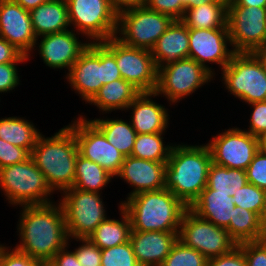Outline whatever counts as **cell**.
I'll return each mask as SVG.
<instances>
[{"label":"cell","mask_w":266,"mask_h":266,"mask_svg":"<svg viewBox=\"0 0 266 266\" xmlns=\"http://www.w3.org/2000/svg\"><path fill=\"white\" fill-rule=\"evenodd\" d=\"M70 86L89 102L101 86L122 76L114 54L102 42H90L66 77Z\"/></svg>","instance_id":"5b68a950"},{"label":"cell","mask_w":266,"mask_h":266,"mask_svg":"<svg viewBox=\"0 0 266 266\" xmlns=\"http://www.w3.org/2000/svg\"><path fill=\"white\" fill-rule=\"evenodd\" d=\"M18 231L20 244L15 248L41 263L50 262L68 247V232L61 203L23 205Z\"/></svg>","instance_id":"6da1fadb"},{"label":"cell","mask_w":266,"mask_h":266,"mask_svg":"<svg viewBox=\"0 0 266 266\" xmlns=\"http://www.w3.org/2000/svg\"><path fill=\"white\" fill-rule=\"evenodd\" d=\"M30 157L31 153L27 149L0 139V168L24 162Z\"/></svg>","instance_id":"ab89813d"},{"label":"cell","mask_w":266,"mask_h":266,"mask_svg":"<svg viewBox=\"0 0 266 266\" xmlns=\"http://www.w3.org/2000/svg\"><path fill=\"white\" fill-rule=\"evenodd\" d=\"M113 178L102 166L78 154L76 158L75 181L78 190L99 193Z\"/></svg>","instance_id":"1f68e13d"},{"label":"cell","mask_w":266,"mask_h":266,"mask_svg":"<svg viewBox=\"0 0 266 266\" xmlns=\"http://www.w3.org/2000/svg\"><path fill=\"white\" fill-rule=\"evenodd\" d=\"M163 132L137 134L131 156L155 162H167L172 146L163 143Z\"/></svg>","instance_id":"836d02e7"},{"label":"cell","mask_w":266,"mask_h":266,"mask_svg":"<svg viewBox=\"0 0 266 266\" xmlns=\"http://www.w3.org/2000/svg\"><path fill=\"white\" fill-rule=\"evenodd\" d=\"M42 266H53L50 262L42 263Z\"/></svg>","instance_id":"6f0895ef"},{"label":"cell","mask_w":266,"mask_h":266,"mask_svg":"<svg viewBox=\"0 0 266 266\" xmlns=\"http://www.w3.org/2000/svg\"><path fill=\"white\" fill-rule=\"evenodd\" d=\"M122 220L106 219L88 236L101 250L123 244L130 240L131 222L126 211L120 206Z\"/></svg>","instance_id":"83f0119b"},{"label":"cell","mask_w":266,"mask_h":266,"mask_svg":"<svg viewBox=\"0 0 266 266\" xmlns=\"http://www.w3.org/2000/svg\"><path fill=\"white\" fill-rule=\"evenodd\" d=\"M179 232L131 231L130 243L139 266H161Z\"/></svg>","instance_id":"44dd1931"},{"label":"cell","mask_w":266,"mask_h":266,"mask_svg":"<svg viewBox=\"0 0 266 266\" xmlns=\"http://www.w3.org/2000/svg\"><path fill=\"white\" fill-rule=\"evenodd\" d=\"M249 105H252L253 111L247 132L259 138L263 133H266V101L253 102Z\"/></svg>","instance_id":"ee69618b"},{"label":"cell","mask_w":266,"mask_h":266,"mask_svg":"<svg viewBox=\"0 0 266 266\" xmlns=\"http://www.w3.org/2000/svg\"><path fill=\"white\" fill-rule=\"evenodd\" d=\"M140 93L131 83L121 78L101 86L88 103H93L106 113L117 109L127 110V107Z\"/></svg>","instance_id":"484cf974"},{"label":"cell","mask_w":266,"mask_h":266,"mask_svg":"<svg viewBox=\"0 0 266 266\" xmlns=\"http://www.w3.org/2000/svg\"><path fill=\"white\" fill-rule=\"evenodd\" d=\"M75 240L84 243L74 251L81 266H101V249L88 238H78V240L75 238Z\"/></svg>","instance_id":"f35d334b"},{"label":"cell","mask_w":266,"mask_h":266,"mask_svg":"<svg viewBox=\"0 0 266 266\" xmlns=\"http://www.w3.org/2000/svg\"><path fill=\"white\" fill-rule=\"evenodd\" d=\"M144 5L153 11L167 14L174 20H181L185 13L182 0H145Z\"/></svg>","instance_id":"60d3db41"},{"label":"cell","mask_w":266,"mask_h":266,"mask_svg":"<svg viewBox=\"0 0 266 266\" xmlns=\"http://www.w3.org/2000/svg\"><path fill=\"white\" fill-rule=\"evenodd\" d=\"M238 6L241 7H266V0H233Z\"/></svg>","instance_id":"816d5d0a"},{"label":"cell","mask_w":266,"mask_h":266,"mask_svg":"<svg viewBox=\"0 0 266 266\" xmlns=\"http://www.w3.org/2000/svg\"><path fill=\"white\" fill-rule=\"evenodd\" d=\"M89 44L79 42L76 34L68 29L43 35L38 49L46 66L53 69L67 68L69 71Z\"/></svg>","instance_id":"d6986e66"},{"label":"cell","mask_w":266,"mask_h":266,"mask_svg":"<svg viewBox=\"0 0 266 266\" xmlns=\"http://www.w3.org/2000/svg\"><path fill=\"white\" fill-rule=\"evenodd\" d=\"M235 204L228 193H215L206 187L189 207L200 218L226 228L230 223Z\"/></svg>","instance_id":"cb8c5ba5"},{"label":"cell","mask_w":266,"mask_h":266,"mask_svg":"<svg viewBox=\"0 0 266 266\" xmlns=\"http://www.w3.org/2000/svg\"><path fill=\"white\" fill-rule=\"evenodd\" d=\"M112 9L117 13L140 7L145 4V0H109Z\"/></svg>","instance_id":"681fc988"},{"label":"cell","mask_w":266,"mask_h":266,"mask_svg":"<svg viewBox=\"0 0 266 266\" xmlns=\"http://www.w3.org/2000/svg\"><path fill=\"white\" fill-rule=\"evenodd\" d=\"M18 63L0 64V93L13 90L19 84L16 65Z\"/></svg>","instance_id":"bcb514c9"},{"label":"cell","mask_w":266,"mask_h":266,"mask_svg":"<svg viewBox=\"0 0 266 266\" xmlns=\"http://www.w3.org/2000/svg\"><path fill=\"white\" fill-rule=\"evenodd\" d=\"M228 43H230L228 28H189L188 58L195 60L214 76L212 69L205 62H215L221 65V69H223L235 53L227 48Z\"/></svg>","instance_id":"e0dca14e"},{"label":"cell","mask_w":266,"mask_h":266,"mask_svg":"<svg viewBox=\"0 0 266 266\" xmlns=\"http://www.w3.org/2000/svg\"><path fill=\"white\" fill-rule=\"evenodd\" d=\"M259 149L266 153V133H263L259 138Z\"/></svg>","instance_id":"11a10c76"},{"label":"cell","mask_w":266,"mask_h":266,"mask_svg":"<svg viewBox=\"0 0 266 266\" xmlns=\"http://www.w3.org/2000/svg\"><path fill=\"white\" fill-rule=\"evenodd\" d=\"M226 229L237 245L243 242L260 241L263 235V220L256 213L235 206Z\"/></svg>","instance_id":"f1b7e54d"},{"label":"cell","mask_w":266,"mask_h":266,"mask_svg":"<svg viewBox=\"0 0 266 266\" xmlns=\"http://www.w3.org/2000/svg\"><path fill=\"white\" fill-rule=\"evenodd\" d=\"M222 80L235 97L246 103L266 101V68L253 52H235L222 69Z\"/></svg>","instance_id":"52a82bcc"},{"label":"cell","mask_w":266,"mask_h":266,"mask_svg":"<svg viewBox=\"0 0 266 266\" xmlns=\"http://www.w3.org/2000/svg\"><path fill=\"white\" fill-rule=\"evenodd\" d=\"M26 59L28 60V56L0 36V64L20 63L26 61Z\"/></svg>","instance_id":"7dc6e473"},{"label":"cell","mask_w":266,"mask_h":266,"mask_svg":"<svg viewBox=\"0 0 266 266\" xmlns=\"http://www.w3.org/2000/svg\"><path fill=\"white\" fill-rule=\"evenodd\" d=\"M53 266H81L75 252L67 251L66 247L61 249L50 261Z\"/></svg>","instance_id":"c3c4849f"},{"label":"cell","mask_w":266,"mask_h":266,"mask_svg":"<svg viewBox=\"0 0 266 266\" xmlns=\"http://www.w3.org/2000/svg\"><path fill=\"white\" fill-rule=\"evenodd\" d=\"M185 5V10L191 7H199L204 3L210 2H228V0H182Z\"/></svg>","instance_id":"f5cc1de1"},{"label":"cell","mask_w":266,"mask_h":266,"mask_svg":"<svg viewBox=\"0 0 266 266\" xmlns=\"http://www.w3.org/2000/svg\"><path fill=\"white\" fill-rule=\"evenodd\" d=\"M248 183L246 170L227 168L211 163L208 171L207 184L215 193H235Z\"/></svg>","instance_id":"d6a6232c"},{"label":"cell","mask_w":266,"mask_h":266,"mask_svg":"<svg viewBox=\"0 0 266 266\" xmlns=\"http://www.w3.org/2000/svg\"><path fill=\"white\" fill-rule=\"evenodd\" d=\"M212 163L206 145H172L165 168V188L188 208L206 188Z\"/></svg>","instance_id":"7a4b0ae2"},{"label":"cell","mask_w":266,"mask_h":266,"mask_svg":"<svg viewBox=\"0 0 266 266\" xmlns=\"http://www.w3.org/2000/svg\"><path fill=\"white\" fill-rule=\"evenodd\" d=\"M166 163L140 159L131 155L125 157L117 176L135 187L128 197L144 191L164 189Z\"/></svg>","instance_id":"ffe728a7"},{"label":"cell","mask_w":266,"mask_h":266,"mask_svg":"<svg viewBox=\"0 0 266 266\" xmlns=\"http://www.w3.org/2000/svg\"><path fill=\"white\" fill-rule=\"evenodd\" d=\"M227 27L234 52H253L266 45V7H241L228 0Z\"/></svg>","instance_id":"30bf717a"},{"label":"cell","mask_w":266,"mask_h":266,"mask_svg":"<svg viewBox=\"0 0 266 266\" xmlns=\"http://www.w3.org/2000/svg\"><path fill=\"white\" fill-rule=\"evenodd\" d=\"M212 162L227 168L246 170L259 150V139L238 128L213 136L207 144Z\"/></svg>","instance_id":"2e32d148"},{"label":"cell","mask_w":266,"mask_h":266,"mask_svg":"<svg viewBox=\"0 0 266 266\" xmlns=\"http://www.w3.org/2000/svg\"><path fill=\"white\" fill-rule=\"evenodd\" d=\"M129 216L132 230L179 232L188 207L167 188L144 191L120 203Z\"/></svg>","instance_id":"3957f363"},{"label":"cell","mask_w":266,"mask_h":266,"mask_svg":"<svg viewBox=\"0 0 266 266\" xmlns=\"http://www.w3.org/2000/svg\"><path fill=\"white\" fill-rule=\"evenodd\" d=\"M151 54L157 68L188 58L189 28L181 20H174L156 41Z\"/></svg>","instance_id":"7402d4cb"},{"label":"cell","mask_w":266,"mask_h":266,"mask_svg":"<svg viewBox=\"0 0 266 266\" xmlns=\"http://www.w3.org/2000/svg\"><path fill=\"white\" fill-rule=\"evenodd\" d=\"M178 239L207 259L228 253L237 246L226 228L200 218L189 208L183 214Z\"/></svg>","instance_id":"4fadbf2b"},{"label":"cell","mask_w":266,"mask_h":266,"mask_svg":"<svg viewBox=\"0 0 266 266\" xmlns=\"http://www.w3.org/2000/svg\"><path fill=\"white\" fill-rule=\"evenodd\" d=\"M78 154V143L73 130L64 126L52 137L45 138L40 134L31 151V158L45 175L50 188L62 192L74 185Z\"/></svg>","instance_id":"277c9868"},{"label":"cell","mask_w":266,"mask_h":266,"mask_svg":"<svg viewBox=\"0 0 266 266\" xmlns=\"http://www.w3.org/2000/svg\"><path fill=\"white\" fill-rule=\"evenodd\" d=\"M106 136L108 142L125 157L130 156L135 143L136 131L130 121L122 119H94L91 120Z\"/></svg>","instance_id":"4dcf8cb0"},{"label":"cell","mask_w":266,"mask_h":266,"mask_svg":"<svg viewBox=\"0 0 266 266\" xmlns=\"http://www.w3.org/2000/svg\"><path fill=\"white\" fill-rule=\"evenodd\" d=\"M0 36L28 57L36 47L30 12L14 0H0Z\"/></svg>","instance_id":"ac0fdd59"},{"label":"cell","mask_w":266,"mask_h":266,"mask_svg":"<svg viewBox=\"0 0 266 266\" xmlns=\"http://www.w3.org/2000/svg\"><path fill=\"white\" fill-rule=\"evenodd\" d=\"M0 188L12 205L52 203L48 196L53 190L31 157L24 162L0 168Z\"/></svg>","instance_id":"8992f818"},{"label":"cell","mask_w":266,"mask_h":266,"mask_svg":"<svg viewBox=\"0 0 266 266\" xmlns=\"http://www.w3.org/2000/svg\"><path fill=\"white\" fill-rule=\"evenodd\" d=\"M213 75L191 58L180 59L158 68L154 97L164 94L171 103L185 98L207 83Z\"/></svg>","instance_id":"5bb4252c"},{"label":"cell","mask_w":266,"mask_h":266,"mask_svg":"<svg viewBox=\"0 0 266 266\" xmlns=\"http://www.w3.org/2000/svg\"><path fill=\"white\" fill-rule=\"evenodd\" d=\"M101 266H139L130 241L101 250Z\"/></svg>","instance_id":"8d00e7d4"},{"label":"cell","mask_w":266,"mask_h":266,"mask_svg":"<svg viewBox=\"0 0 266 266\" xmlns=\"http://www.w3.org/2000/svg\"><path fill=\"white\" fill-rule=\"evenodd\" d=\"M40 134V131L28 120L18 117L0 119V139L27 149L30 153Z\"/></svg>","instance_id":"f546056e"},{"label":"cell","mask_w":266,"mask_h":266,"mask_svg":"<svg viewBox=\"0 0 266 266\" xmlns=\"http://www.w3.org/2000/svg\"><path fill=\"white\" fill-rule=\"evenodd\" d=\"M207 260L199 251L186 246L178 239L161 266H206Z\"/></svg>","instance_id":"d590c367"},{"label":"cell","mask_w":266,"mask_h":266,"mask_svg":"<svg viewBox=\"0 0 266 266\" xmlns=\"http://www.w3.org/2000/svg\"><path fill=\"white\" fill-rule=\"evenodd\" d=\"M62 205L68 236L88 238L97 226L107 219L100 193L78 190L63 191Z\"/></svg>","instance_id":"9c48e42d"},{"label":"cell","mask_w":266,"mask_h":266,"mask_svg":"<svg viewBox=\"0 0 266 266\" xmlns=\"http://www.w3.org/2000/svg\"><path fill=\"white\" fill-rule=\"evenodd\" d=\"M31 23L37 39L39 36L68 30L66 0H49L30 11Z\"/></svg>","instance_id":"d4e9b609"},{"label":"cell","mask_w":266,"mask_h":266,"mask_svg":"<svg viewBox=\"0 0 266 266\" xmlns=\"http://www.w3.org/2000/svg\"><path fill=\"white\" fill-rule=\"evenodd\" d=\"M246 173L249 183L266 190V153L259 149L247 167Z\"/></svg>","instance_id":"74e56055"},{"label":"cell","mask_w":266,"mask_h":266,"mask_svg":"<svg viewBox=\"0 0 266 266\" xmlns=\"http://www.w3.org/2000/svg\"><path fill=\"white\" fill-rule=\"evenodd\" d=\"M228 2L204 3L185 10L181 21L194 29H217L227 27Z\"/></svg>","instance_id":"4316f807"},{"label":"cell","mask_w":266,"mask_h":266,"mask_svg":"<svg viewBox=\"0 0 266 266\" xmlns=\"http://www.w3.org/2000/svg\"><path fill=\"white\" fill-rule=\"evenodd\" d=\"M206 266H247L246 257L239 245L228 253L207 260Z\"/></svg>","instance_id":"f6af8a7d"},{"label":"cell","mask_w":266,"mask_h":266,"mask_svg":"<svg viewBox=\"0 0 266 266\" xmlns=\"http://www.w3.org/2000/svg\"><path fill=\"white\" fill-rule=\"evenodd\" d=\"M255 53L262 60L264 66L266 68V45H264L263 47H261L260 49H258Z\"/></svg>","instance_id":"db71d44e"},{"label":"cell","mask_w":266,"mask_h":266,"mask_svg":"<svg viewBox=\"0 0 266 266\" xmlns=\"http://www.w3.org/2000/svg\"><path fill=\"white\" fill-rule=\"evenodd\" d=\"M244 252L247 266H266V245L260 241L238 244Z\"/></svg>","instance_id":"7bdbcfd3"},{"label":"cell","mask_w":266,"mask_h":266,"mask_svg":"<svg viewBox=\"0 0 266 266\" xmlns=\"http://www.w3.org/2000/svg\"><path fill=\"white\" fill-rule=\"evenodd\" d=\"M70 25L76 32L102 42L116 36L118 14L109 0H66ZM79 30V31H78Z\"/></svg>","instance_id":"8fae6325"},{"label":"cell","mask_w":266,"mask_h":266,"mask_svg":"<svg viewBox=\"0 0 266 266\" xmlns=\"http://www.w3.org/2000/svg\"><path fill=\"white\" fill-rule=\"evenodd\" d=\"M12 250L10 248L9 251L6 246L0 245V266H42L41 262L32 259L18 249Z\"/></svg>","instance_id":"b9f144b4"},{"label":"cell","mask_w":266,"mask_h":266,"mask_svg":"<svg viewBox=\"0 0 266 266\" xmlns=\"http://www.w3.org/2000/svg\"><path fill=\"white\" fill-rule=\"evenodd\" d=\"M266 245V218L263 221V235L261 239Z\"/></svg>","instance_id":"9f6ffc18"},{"label":"cell","mask_w":266,"mask_h":266,"mask_svg":"<svg viewBox=\"0 0 266 266\" xmlns=\"http://www.w3.org/2000/svg\"><path fill=\"white\" fill-rule=\"evenodd\" d=\"M17 4L21 5L25 10L31 11L39 5L49 1V0H14Z\"/></svg>","instance_id":"f907efd6"},{"label":"cell","mask_w":266,"mask_h":266,"mask_svg":"<svg viewBox=\"0 0 266 266\" xmlns=\"http://www.w3.org/2000/svg\"><path fill=\"white\" fill-rule=\"evenodd\" d=\"M173 21L171 16L145 5L132 8L118 14L116 38L125 45L151 51Z\"/></svg>","instance_id":"ba28073f"},{"label":"cell","mask_w":266,"mask_h":266,"mask_svg":"<svg viewBox=\"0 0 266 266\" xmlns=\"http://www.w3.org/2000/svg\"><path fill=\"white\" fill-rule=\"evenodd\" d=\"M154 92H141L127 107L132 108L131 125L137 134L165 132L168 113L165 107L150 98Z\"/></svg>","instance_id":"603a6c76"},{"label":"cell","mask_w":266,"mask_h":266,"mask_svg":"<svg viewBox=\"0 0 266 266\" xmlns=\"http://www.w3.org/2000/svg\"><path fill=\"white\" fill-rule=\"evenodd\" d=\"M232 198L235 206L256 213L263 221L266 218V190L248 182Z\"/></svg>","instance_id":"e575fe53"},{"label":"cell","mask_w":266,"mask_h":266,"mask_svg":"<svg viewBox=\"0 0 266 266\" xmlns=\"http://www.w3.org/2000/svg\"><path fill=\"white\" fill-rule=\"evenodd\" d=\"M68 126L77 140L79 154L102 166L113 177L117 176L125 156L108 142L103 132L82 116Z\"/></svg>","instance_id":"9a60e30c"},{"label":"cell","mask_w":266,"mask_h":266,"mask_svg":"<svg viewBox=\"0 0 266 266\" xmlns=\"http://www.w3.org/2000/svg\"><path fill=\"white\" fill-rule=\"evenodd\" d=\"M114 54L122 79L140 92H154L158 68L150 50L125 45L115 37L102 41Z\"/></svg>","instance_id":"7c38bea8"}]
</instances>
